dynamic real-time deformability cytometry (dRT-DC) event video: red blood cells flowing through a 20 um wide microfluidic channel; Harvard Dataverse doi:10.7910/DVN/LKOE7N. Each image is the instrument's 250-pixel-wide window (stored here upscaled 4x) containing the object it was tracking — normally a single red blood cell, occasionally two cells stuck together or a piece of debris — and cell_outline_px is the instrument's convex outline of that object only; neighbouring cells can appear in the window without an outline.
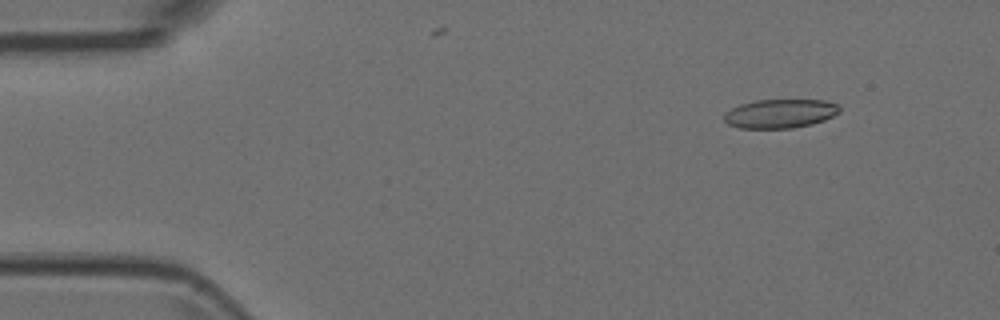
{"species": "Egyptian fruit bat (a non-hibernating species)", "species_latin": "Rousettus aegyptiacus", "temperature_condition": "room temperature", "stored_images_in_passage": 4, "camera_frame_rate_fps": 3000, "um_per_image_px": 0.085, "animal": {"sex": "female"}, "frame": {"image": 1, "passage_image": 1, "time_ms": 0.0, "image_size_px": [1000, 320], "cell_outline_px": [[840, 112], [824, 120], [812, 124], [792, 128], [740, 128], [728, 124], [724, 120], [724, 112], [740, 104], [756, 100], [824, 100], [840, 104]], "centroid_in_image_um": [66.32, 9.65], "position_along_channel_um": 18.7, "area_um2": 19.54}}
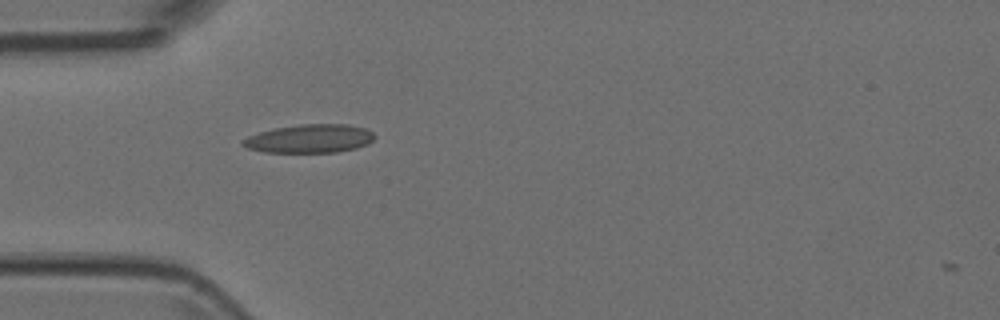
{"frame": {"image": 2, "passage_image": 4, "time_ms": 1.0, "image_size_px": [1000, 320], "cell_outline_px": [[376, 136], [368, 144], [356, 148], [336, 152], [264, 152], [248, 148], [240, 144], [240, 140], [248, 136], [260, 132], [276, 128], [300, 124], [348, 124], [368, 128]], "centroid_in_image_um": [26.34, 11.78], "position_along_channel_um": 58.7, "area_um2": 21.96}}